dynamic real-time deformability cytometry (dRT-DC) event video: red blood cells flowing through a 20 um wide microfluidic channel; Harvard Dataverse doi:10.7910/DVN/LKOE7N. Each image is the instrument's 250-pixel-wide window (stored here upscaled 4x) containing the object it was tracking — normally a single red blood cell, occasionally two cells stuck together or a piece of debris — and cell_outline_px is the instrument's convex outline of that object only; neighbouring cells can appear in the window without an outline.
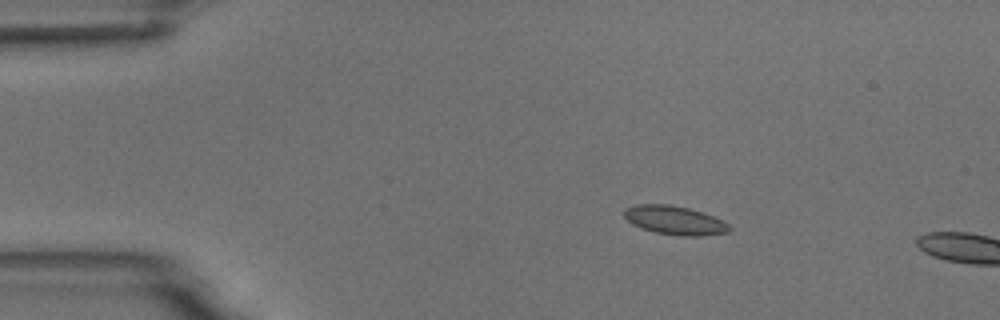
{"species": "common noctule bat (a hibernating species)", "species_latin": "Nyctalus noctula", "temperature_condition": "room temperature", "stored_images_in_passage": 4, "camera_frame_rate_fps": 3000, "um_per_image_px": 0.085, "animal": {"sex": "male", "body_mass_g": 18.8}, "frame": {"image": 1, "passage_image": 2, "time_ms": 1.333, "image_size_px": [1000, 320], "cell_outline_px": [[732, 228], [728, 232], [700, 236], [680, 236], [656, 232], [632, 224], [624, 216], [624, 208], [636, 204], [668, 204], [688, 208], [704, 212], [724, 220]], "centroid_in_image_um": [57.38, 18.71], "position_along_channel_um": 27.6, "area_um2": 17.69}}
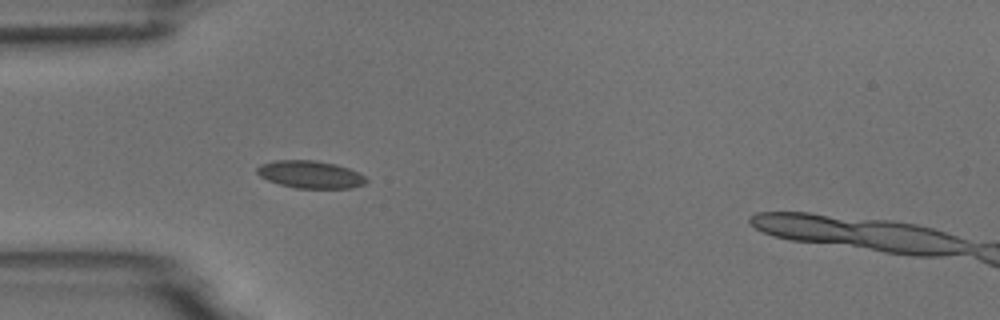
{"frame": {"image": 2, "passage_image": 4, "time_ms": 3.667, "image_size_px": [1000, 320], "cell_outline_px": [[368, 180], [364, 184], [352, 188], [296, 188], [280, 184], [268, 180], [260, 176], [256, 172], [256, 168], [260, 164], [276, 160], [316, 160], [336, 164], [348, 168], [364, 176]], "centroid_in_image_um": [26.36, 14.82], "position_along_channel_um": 58.6, "area_um2": 17.46}}